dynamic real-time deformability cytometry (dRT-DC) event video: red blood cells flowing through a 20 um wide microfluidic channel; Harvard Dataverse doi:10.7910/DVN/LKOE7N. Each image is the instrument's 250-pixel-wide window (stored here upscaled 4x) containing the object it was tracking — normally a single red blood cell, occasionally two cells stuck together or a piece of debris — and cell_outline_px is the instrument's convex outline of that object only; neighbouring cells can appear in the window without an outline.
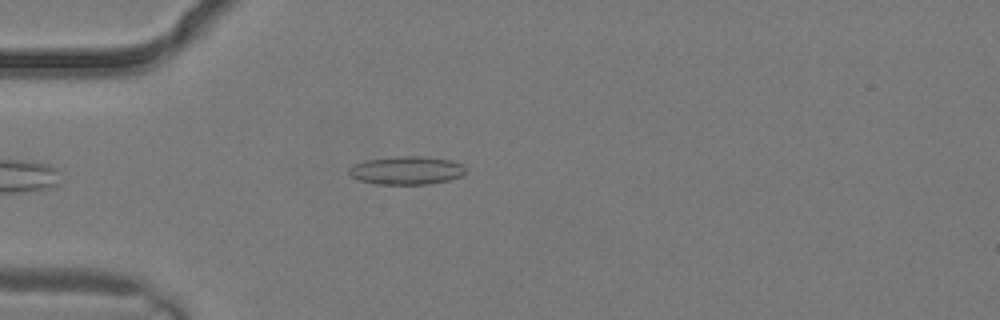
{"species": "common noctule bat (a hibernating species)", "species_latin": "Nyctalus noctula", "temperature_condition": "warm", "stored_images_in_passage": 1, "camera_frame_rate_fps": 3000, "um_per_image_px": 0.085, "animal": {"sex": "male", "body_mass_g": 19.2, "forearm_length_mm": 51.8}, "frame": {"image": 1, "passage_image": 1, "time_ms": 0.0, "image_size_px": [1000, 320], "cell_outline_px": [[468, 172], [464, 176], [448, 180], [428, 184], [376, 184], [360, 180], [352, 176], [348, 172], [348, 168], [352, 164], [364, 160], [396, 156], [428, 156], [452, 160], [464, 164], [468, 168]], "centroid_in_image_um": [34.63, 14.47], "position_along_channel_um": 50.4, "area_um2": 19.71}}